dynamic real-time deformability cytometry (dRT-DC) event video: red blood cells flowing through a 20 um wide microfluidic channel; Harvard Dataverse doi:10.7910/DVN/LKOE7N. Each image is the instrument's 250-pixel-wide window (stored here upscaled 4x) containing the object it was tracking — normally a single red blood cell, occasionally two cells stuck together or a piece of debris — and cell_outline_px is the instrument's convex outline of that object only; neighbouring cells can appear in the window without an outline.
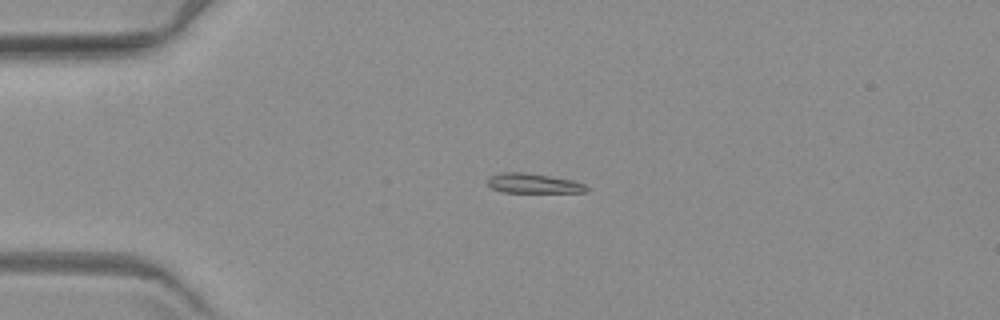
{"species": "common noctule bat (a hibernating species)", "species_latin": "Nyctalus noctula", "temperature_condition": "warm", "stored_images_in_passage": 4, "camera_frame_rate_fps": 3000, "um_per_image_px": 0.085, "animal": {"sex": "female", "body_mass_g": 19.3, "forearm_length_mm": 54.1}, "frame": {"image": 1, "passage_image": 3, "time_ms": 2.333, "image_size_px": [1000, 320], "cell_outline_px": [[588, 192], [504, 192], [492, 188], [488, 184], [488, 176], [504, 172], [524, 172], [572, 180], [584, 184], [588, 188]], "centroid_in_image_um": [45.32, 15.58], "position_along_channel_um": 39.7, "area_um2": 11.21}}